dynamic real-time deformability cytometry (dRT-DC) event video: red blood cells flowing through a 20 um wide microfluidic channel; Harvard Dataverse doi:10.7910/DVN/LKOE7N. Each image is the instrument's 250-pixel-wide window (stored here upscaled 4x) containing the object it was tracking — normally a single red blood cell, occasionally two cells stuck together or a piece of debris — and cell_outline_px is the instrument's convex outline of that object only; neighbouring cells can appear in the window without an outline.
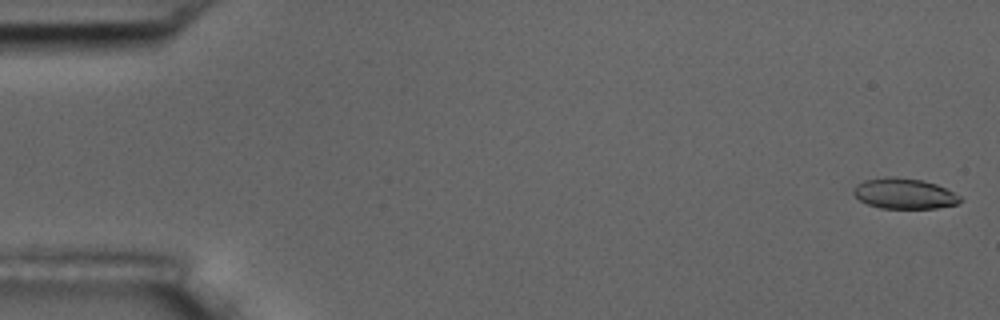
{"species": "common noctule bat (a hibernating species)", "species_latin": "Nyctalus noctula", "temperature_condition": "room temperature", "stored_images_in_passage": 6, "segment_of_instrument_passage": [2, 2], "camera_frame_rate_fps": 3000, "um_per_image_px": 0.085, "animal": {"sex": "male", "body_mass_g": 17.5, "forearm_length_mm": 52.3}, "frame": {"image": 1, "passage_image": 6, "time_ms": 1.667, "image_size_px": [1000, 320], "cell_outline_px": [[964, 200], [956, 204], [936, 208], [880, 208], [868, 204], [860, 200], [852, 192], [852, 188], [856, 184], [864, 180], [888, 176], [896, 176], [924, 180], [936, 184], [960, 196]], "centroid_in_image_um": [76.84, 16.44], "position_along_channel_um": 8.2, "area_um2": 19.07}}